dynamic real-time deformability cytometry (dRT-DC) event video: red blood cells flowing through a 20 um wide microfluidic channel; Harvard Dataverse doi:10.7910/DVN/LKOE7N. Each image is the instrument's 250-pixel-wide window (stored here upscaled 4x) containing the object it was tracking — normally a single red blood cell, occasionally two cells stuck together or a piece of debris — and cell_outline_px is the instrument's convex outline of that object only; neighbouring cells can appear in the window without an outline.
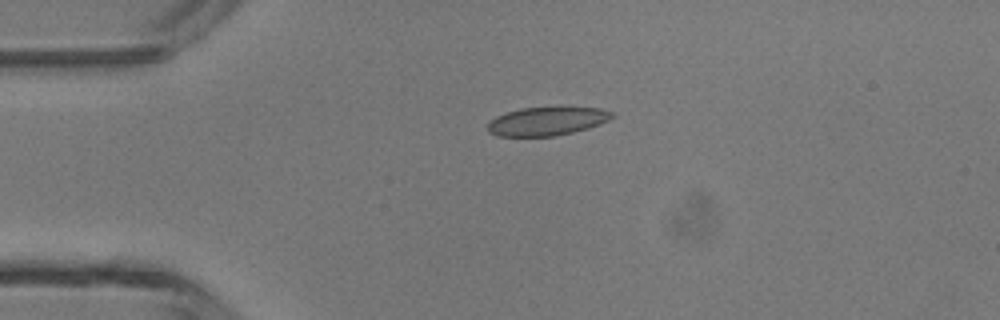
{"species": "common noctule bat (a hibernating species)", "species_latin": "Nyctalus noctula", "temperature_condition": "room temperature", "stored_images_in_passage": 5, "camera_frame_rate_fps": 3000, "um_per_image_px": 0.085, "animal": {"sex": "male", "body_mass_g": 13.3}, "frame": {"image": 1, "passage_image": 1, "time_ms": 0.0, "image_size_px": [1000, 320], "cell_outline_px": [[616, 116], [600, 124], [588, 128], [572, 132], [552, 136], [496, 136], [488, 132], [488, 120], [496, 116], [520, 108], [600, 108], [612, 112]], "centroid_in_image_um": [46.46, 10.31], "position_along_channel_um": 38.5, "area_um2": 20.46}}